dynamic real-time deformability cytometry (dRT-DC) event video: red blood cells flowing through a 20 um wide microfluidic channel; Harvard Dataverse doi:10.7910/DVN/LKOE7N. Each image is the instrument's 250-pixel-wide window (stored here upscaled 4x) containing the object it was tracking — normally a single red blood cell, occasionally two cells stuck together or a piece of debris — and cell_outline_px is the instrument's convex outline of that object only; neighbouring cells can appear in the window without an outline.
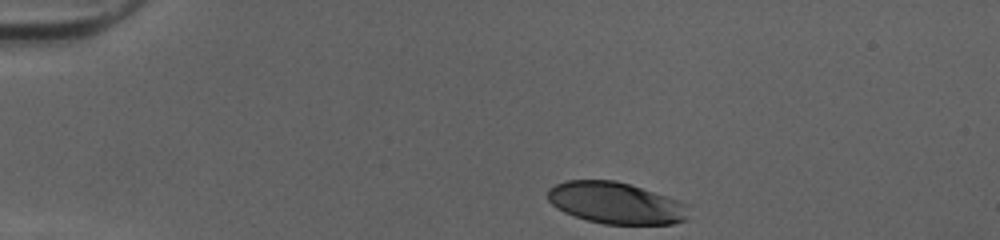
{"species": "human", "species_latin": "Homo sapiens", "temperature_condition": "cold", "stored_images_in_passage": 33, "camera_frame_rate_fps": 3000, "um_per_image_px": 0.085, "donor": {"sex": "female"}, "frame": {"image": 1, "passage_image": 1, "time_ms": 0.0, "image_size_px": [1000, 240], "cell_outline_px": [[692, 204], [688, 220], [672, 224], [604, 224], [588, 220], [564, 212], [556, 208], [548, 200], [548, 188], [556, 184], [568, 180], [616, 180], [680, 200]], "centroid_in_image_um": [52.42, 17.26], "position_along_channel_um": 32.6, "area_um2": 34.56}}
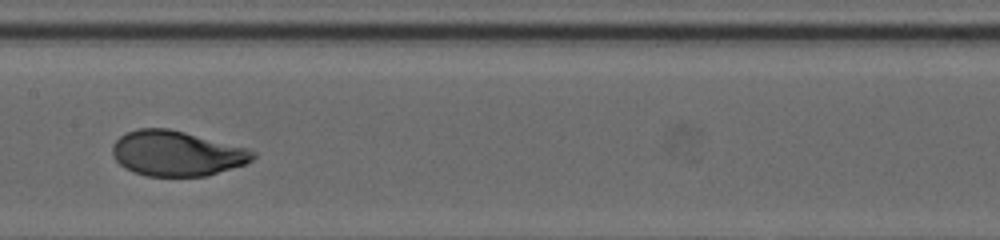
{"frame": {"image": 2, "passage_image": 18, "time_ms": 5.667, "image_size_px": [1000, 240], "cell_outline_px": [[256, 156], [252, 160], [244, 164], [208, 176], [148, 176], [132, 172], [124, 168], [116, 160], [112, 152], [112, 144], [120, 136], [136, 128], [168, 128], [248, 148], [256, 152]], "centroid_in_image_um": [15.01, 13.04], "position_along_channel_um": 192.4, "area_um2": 36.99}}
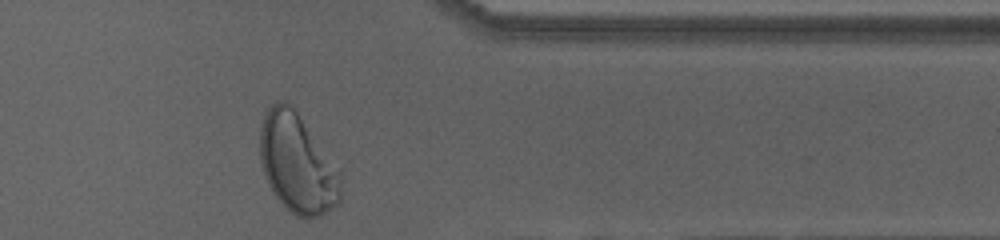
{"frame": {"image": 3, "passage_image": 33, "time_ms": 10.667, "image_size_px": [1000, 240], "cell_outline_px": [[344, 168], [340, 204], [320, 216], [308, 220], [296, 216], [284, 208], [272, 192], [264, 176], [260, 160], [260, 128], [264, 112], [268, 104], [276, 100], [284, 100], [292, 104]], "centroid_in_image_um": [25.35, 13.87], "position_along_channel_um": 386.0, "area_um2": 49.48}, "authors_computed_cell_mechanics": {"area_um2": 36.8764, "velocity_mm_per_s": 4.0298, "shape_relaxation_time_tau1_ms": 3.6369, "shape_relaxation_time_tau2_ms": null, "deformation_change_tau1": 0.1814, "deformation_change_tau2": null}}